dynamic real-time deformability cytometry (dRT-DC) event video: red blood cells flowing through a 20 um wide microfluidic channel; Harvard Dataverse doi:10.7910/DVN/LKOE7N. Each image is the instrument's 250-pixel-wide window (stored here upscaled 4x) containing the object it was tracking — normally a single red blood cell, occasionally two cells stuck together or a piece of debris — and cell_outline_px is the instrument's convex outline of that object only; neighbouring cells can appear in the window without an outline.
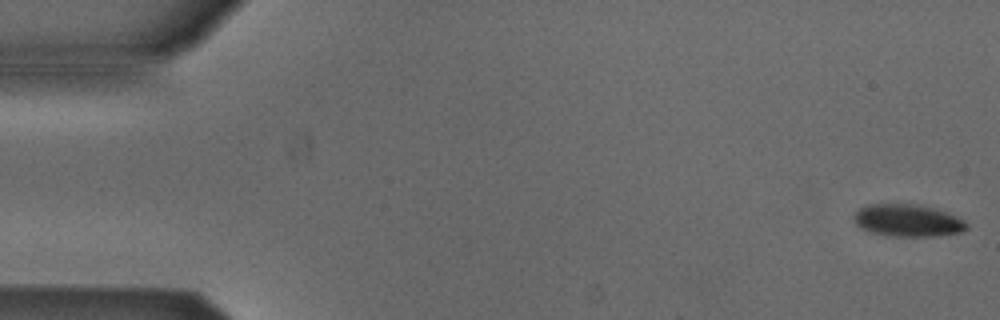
{"species": "Egyptian fruit bat (a non-hibernating species)", "species_latin": "Rousettus aegyptiacus", "temperature_condition": "cold", "stored_images_in_passage": 53, "camera_frame_rate_fps": 3000, "um_per_image_px": 0.085, "animal": {"sex": "male"}, "frame": {"image": 1, "passage_image": 1, "time_ms": 0.0, "image_size_px": [1000, 320], "cell_outline_px": [[968, 228], [960, 232], [936, 236], [888, 236], [872, 232], [860, 228], [856, 224], [852, 216], [860, 208], [868, 204], [920, 204], [936, 208], [956, 216], [964, 220], [968, 224]], "centroid_in_image_um": [77.15, 18.73], "position_along_channel_um": 7.8, "area_um2": 21.33}}
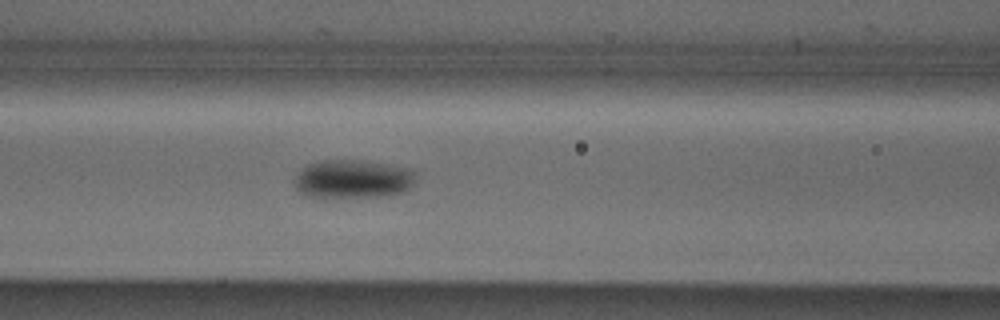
{"frame": {"image": 2, "passage_image": 22, "time_ms": 7.0, "image_size_px": [1000, 320], "cell_outline_px": [[412, 184], [404, 192], [376, 196], [324, 200], [300, 192], [292, 184], [296, 172], [300, 168], [316, 160], [360, 160], [404, 168], [412, 172]], "centroid_in_image_um": [29.81, 15.25], "position_along_channel_um": 136.8, "area_um2": 27.51}}
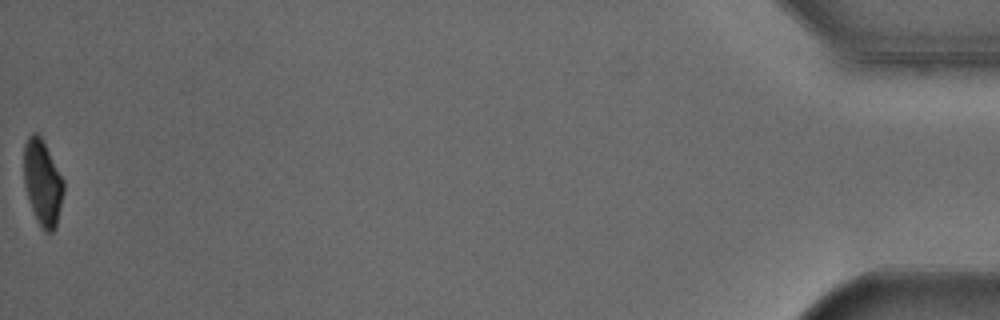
{"frame": {"image": 3, "passage_image": 53, "time_ms": 17.333, "image_size_px": [1000, 320], "cell_outline_px": [[64, 192], [56, 228], [52, 232], [44, 232], [32, 208], [24, 184], [24, 144], [28, 136], [32, 132], [36, 132], [40, 136], [64, 180]], "centroid_in_image_um": [3.63, 15.52], "position_along_channel_um": 431.6, "area_um2": 19.59}, "authors_computed_cell_mechanics": {"area_um2": 23.8136, "velocity_mm_per_s": 3.8701, "shape_relaxation_time_tau1_ms": 3.2386, "shape_relaxation_time_tau2_ms": null, "deformation_change_tau1": 0.0811, "deformation_change_tau2": null}}